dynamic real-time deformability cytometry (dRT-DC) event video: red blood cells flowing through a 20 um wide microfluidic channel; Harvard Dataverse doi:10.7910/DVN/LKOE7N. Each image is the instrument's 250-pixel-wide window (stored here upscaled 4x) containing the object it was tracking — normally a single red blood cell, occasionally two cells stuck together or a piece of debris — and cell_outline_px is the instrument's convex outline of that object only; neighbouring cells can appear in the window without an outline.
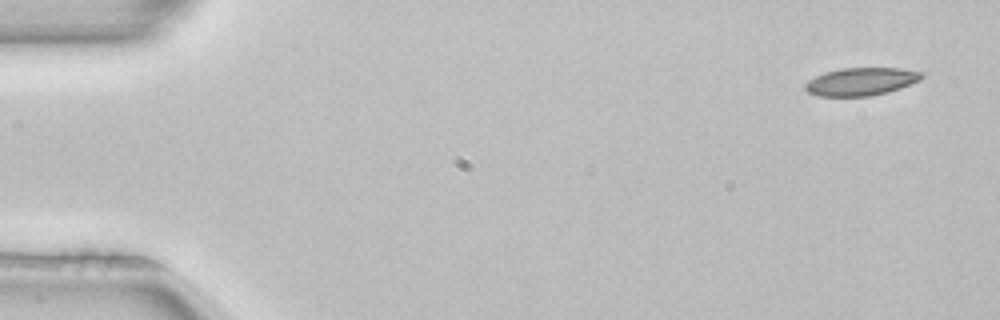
{"species": "common noctule bat (a hibernating species)", "species_latin": "Nyctalus noctula", "temperature_condition": "room temperature", "stored_images_in_passage": 4, "camera_frame_rate_fps": 3000, "um_per_image_px": 0.085, "animal": {"sex": "female", "body_mass_g": 22.7, "forearm_length_mm": 54.2}, "frame": {"image": 1, "passage_image": 1, "time_ms": 0.0, "image_size_px": [1000, 320], "cell_outline_px": [[924, 76], [920, 80], [900, 88], [888, 92], [872, 96], [820, 96], [808, 92], [804, 88], [804, 84], [808, 80], [824, 72], [844, 68], [900, 68], [924, 72]], "centroid_in_image_um": [73.21, 6.93], "position_along_channel_um": 11.8, "area_um2": 18.96}}
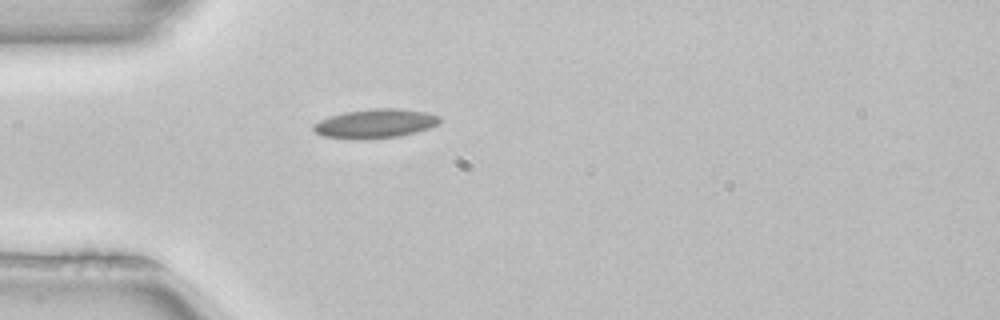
{"frame": {"image": 2, "passage_image": 4, "time_ms": 1.0, "image_size_px": [1000, 320], "cell_outline_px": [[440, 124], [416, 132], [400, 136], [324, 136], [316, 132], [312, 128], [312, 124], [320, 120], [344, 112], [372, 108], [400, 108], [428, 112], [440, 116]], "centroid_in_image_um": [31.99, 10.43], "position_along_channel_um": 53.0, "area_um2": 20.46}}